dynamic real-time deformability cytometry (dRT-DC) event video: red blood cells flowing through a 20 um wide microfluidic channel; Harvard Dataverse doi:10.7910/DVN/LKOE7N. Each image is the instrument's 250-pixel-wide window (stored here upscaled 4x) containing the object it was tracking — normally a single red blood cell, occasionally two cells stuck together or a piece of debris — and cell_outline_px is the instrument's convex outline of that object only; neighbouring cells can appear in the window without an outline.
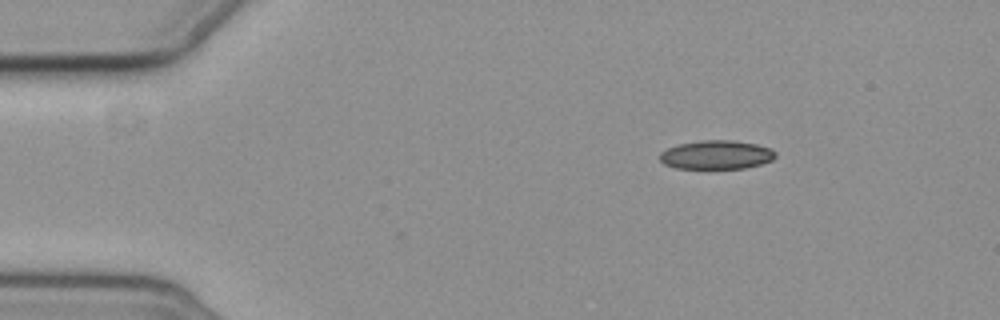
{"species": "common noctule bat (a hibernating species)", "species_latin": "Nyctalus noctula", "temperature_condition": "cold", "stored_images_in_passage": 11, "camera_frame_rate_fps": 3000, "um_per_image_px": 0.085, "animal": {"sex": "female", "body_mass_g": 19.3, "forearm_length_mm": 54.1}, "frame": {"image": 1, "passage_image": 1, "time_ms": 0.0, "image_size_px": [1000, 320], "cell_outline_px": [[776, 156], [772, 160], [760, 164], [744, 168], [676, 168], [664, 164], [660, 160], [660, 152], [668, 148], [680, 144], [704, 140], [732, 140], [756, 144], [772, 148], [776, 152]], "centroid_in_image_um": [60.92, 13.15], "position_along_channel_um": 24.1, "area_um2": 19.31}}
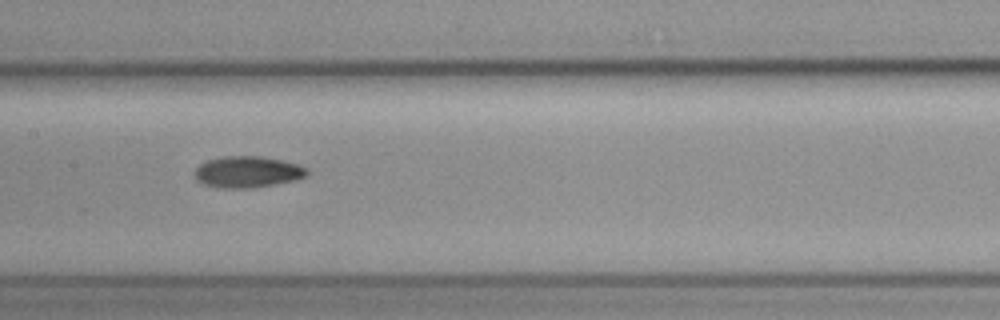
{"frame": {"image": 2, "passage_image": 6, "time_ms": 6.667, "image_size_px": [1000, 320], "cell_outline_px": [[308, 172], [304, 176], [296, 180], [252, 188], [220, 188], [204, 184], [196, 180], [196, 168], [200, 164], [208, 160], [224, 156], [260, 156], [300, 164], [308, 168]], "centroid_in_image_um": [21.05, 14.61], "position_along_channel_um": 186.3, "area_um2": 20.46}}
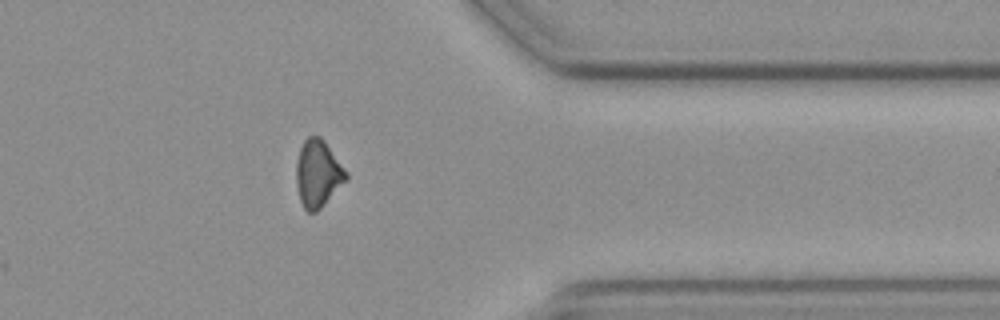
{"frame": {"image": 3, "passage_image": 11, "time_ms": 12.667, "image_size_px": [1000, 320], "cell_outline_px": [[348, 176], [324, 204], [316, 212], [308, 212], [304, 208], [300, 200], [296, 184], [296, 160], [300, 148], [304, 140], [308, 136], [320, 136], [324, 140], [348, 172]], "centroid_in_image_um": [27.0, 14.73], "position_along_channel_um": 384.4, "area_um2": 19.31}, "authors_computed_cell_mechanics": {"area_um2": 19.652, "velocity_mm_per_s": 3.5457, "shape_relaxation_time_tau1_ms": 5.9885, "shape_relaxation_time_tau2_ms": null, "deformation_change_tau1": 0.0998, "deformation_change_tau2": null}}